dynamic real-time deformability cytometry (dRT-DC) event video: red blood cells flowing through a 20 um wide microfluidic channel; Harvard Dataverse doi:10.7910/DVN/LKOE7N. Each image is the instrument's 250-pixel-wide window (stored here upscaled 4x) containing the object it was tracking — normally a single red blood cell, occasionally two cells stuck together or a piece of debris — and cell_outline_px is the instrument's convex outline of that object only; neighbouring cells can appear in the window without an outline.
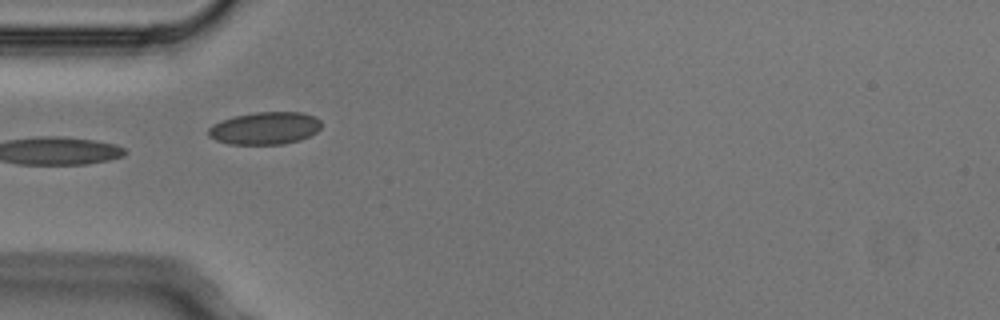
{"species": "Egyptian fruit bat (a non-hibernating species)", "species_latin": "Rousettus aegyptiacus", "temperature_condition": "cold", "stored_images_in_passage": 8, "camera_frame_rate_fps": 3000, "um_per_image_px": 0.085, "animal": {"sex": "male"}, "frame": {"image": 1, "passage_image": 4, "time_ms": 1.0, "image_size_px": [1000, 320], "cell_outline_px": [[320, 128], [316, 132], [300, 140], [284, 144], [228, 144], [216, 140], [208, 136], [208, 128], [212, 124], [220, 120], [232, 116], [256, 112], [304, 112], [320, 120]], "centroid_in_image_um": [22.48, 10.89], "position_along_channel_um": 62.5, "area_um2": 21.5}}
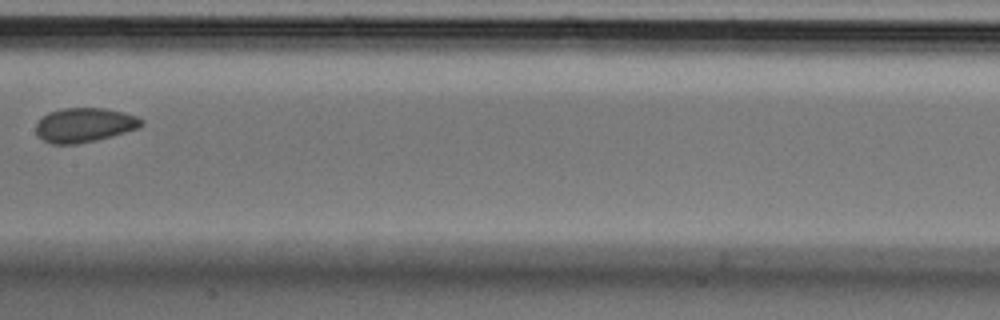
{"frame": {"image": 2, "passage_image": 7, "time_ms": 2.0, "image_size_px": [1000, 320], "cell_outline_px": [[144, 124], [140, 128], [112, 136], [96, 140], [76, 144], [52, 144], [44, 140], [36, 132], [36, 124], [48, 112], [64, 108], [104, 108], [124, 112], [136, 116], [144, 120]], "centroid_in_image_um": [7.22, 10.62], "position_along_channel_um": 200.2, "area_um2": 21.1}}
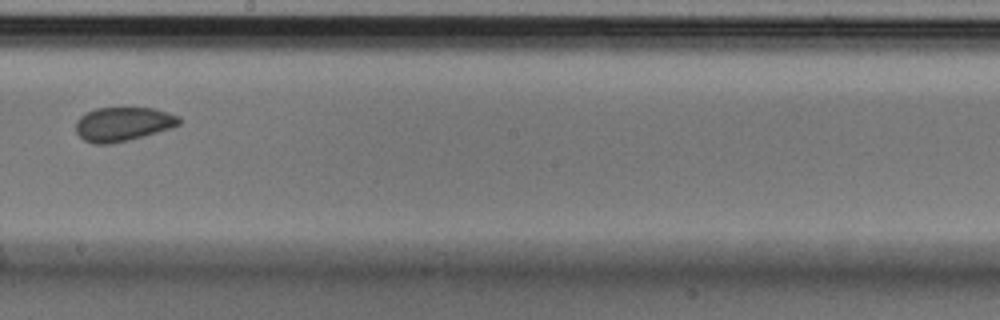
{"frame": {"image": 3, "passage_image": 8, "time_ms": 2.333, "image_size_px": [1000, 320], "cell_outline_px": [[180, 124], [172, 128], [144, 136], [112, 144], [92, 144], [84, 140], [76, 132], [76, 120], [80, 116], [96, 108], [156, 108], [180, 116]], "centroid_in_image_um": [10.47, 10.55], "position_along_channel_um": 237.7, "area_um2": 20.63}}